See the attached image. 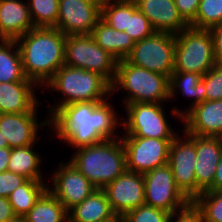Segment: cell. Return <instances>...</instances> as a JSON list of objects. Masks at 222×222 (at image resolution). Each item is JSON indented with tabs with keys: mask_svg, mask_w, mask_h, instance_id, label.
<instances>
[{
	"mask_svg": "<svg viewBox=\"0 0 222 222\" xmlns=\"http://www.w3.org/2000/svg\"><path fill=\"white\" fill-rule=\"evenodd\" d=\"M192 203L201 212L204 222H222V191H203Z\"/></svg>",
	"mask_w": 222,
	"mask_h": 222,
	"instance_id": "31",
	"label": "cell"
},
{
	"mask_svg": "<svg viewBox=\"0 0 222 222\" xmlns=\"http://www.w3.org/2000/svg\"><path fill=\"white\" fill-rule=\"evenodd\" d=\"M68 222H121L103 189H96L68 211Z\"/></svg>",
	"mask_w": 222,
	"mask_h": 222,
	"instance_id": "23",
	"label": "cell"
},
{
	"mask_svg": "<svg viewBox=\"0 0 222 222\" xmlns=\"http://www.w3.org/2000/svg\"><path fill=\"white\" fill-rule=\"evenodd\" d=\"M28 179L13 172H0V197L8 198L10 194Z\"/></svg>",
	"mask_w": 222,
	"mask_h": 222,
	"instance_id": "36",
	"label": "cell"
},
{
	"mask_svg": "<svg viewBox=\"0 0 222 222\" xmlns=\"http://www.w3.org/2000/svg\"><path fill=\"white\" fill-rule=\"evenodd\" d=\"M100 18L118 31L128 32L129 0H104Z\"/></svg>",
	"mask_w": 222,
	"mask_h": 222,
	"instance_id": "29",
	"label": "cell"
},
{
	"mask_svg": "<svg viewBox=\"0 0 222 222\" xmlns=\"http://www.w3.org/2000/svg\"><path fill=\"white\" fill-rule=\"evenodd\" d=\"M38 89L40 88L29 79L0 82V114L38 112L39 106L44 105L36 95Z\"/></svg>",
	"mask_w": 222,
	"mask_h": 222,
	"instance_id": "18",
	"label": "cell"
},
{
	"mask_svg": "<svg viewBox=\"0 0 222 222\" xmlns=\"http://www.w3.org/2000/svg\"><path fill=\"white\" fill-rule=\"evenodd\" d=\"M23 217L26 222H68V211L47 190Z\"/></svg>",
	"mask_w": 222,
	"mask_h": 222,
	"instance_id": "27",
	"label": "cell"
},
{
	"mask_svg": "<svg viewBox=\"0 0 222 222\" xmlns=\"http://www.w3.org/2000/svg\"><path fill=\"white\" fill-rule=\"evenodd\" d=\"M203 75L192 72H173L169 78V101L173 102L178 95L184 96L185 99L191 100V105L187 108L180 109L178 106H173L171 114L173 117L182 121V116L193 106L206 101L205 81ZM179 93V94H178ZM191 98V99H190ZM173 100V101H172ZM186 109V110H185Z\"/></svg>",
	"mask_w": 222,
	"mask_h": 222,
	"instance_id": "20",
	"label": "cell"
},
{
	"mask_svg": "<svg viewBox=\"0 0 222 222\" xmlns=\"http://www.w3.org/2000/svg\"><path fill=\"white\" fill-rule=\"evenodd\" d=\"M64 65L95 72L112 84L116 76L117 60L103 50L91 35H68Z\"/></svg>",
	"mask_w": 222,
	"mask_h": 222,
	"instance_id": "8",
	"label": "cell"
},
{
	"mask_svg": "<svg viewBox=\"0 0 222 222\" xmlns=\"http://www.w3.org/2000/svg\"><path fill=\"white\" fill-rule=\"evenodd\" d=\"M38 113L0 114V132L6 138L10 148L26 147L37 142L38 144L39 142L41 143L40 137L43 135H40V130L46 127L50 129V118L40 119ZM39 119L41 122H39Z\"/></svg>",
	"mask_w": 222,
	"mask_h": 222,
	"instance_id": "15",
	"label": "cell"
},
{
	"mask_svg": "<svg viewBox=\"0 0 222 222\" xmlns=\"http://www.w3.org/2000/svg\"><path fill=\"white\" fill-rule=\"evenodd\" d=\"M120 90L126 92L121 100L122 108L132 103H166L169 102V77L120 60L111 84V96Z\"/></svg>",
	"mask_w": 222,
	"mask_h": 222,
	"instance_id": "5",
	"label": "cell"
},
{
	"mask_svg": "<svg viewBox=\"0 0 222 222\" xmlns=\"http://www.w3.org/2000/svg\"><path fill=\"white\" fill-rule=\"evenodd\" d=\"M16 41L25 77L42 90L64 65L66 35L55 27H34Z\"/></svg>",
	"mask_w": 222,
	"mask_h": 222,
	"instance_id": "2",
	"label": "cell"
},
{
	"mask_svg": "<svg viewBox=\"0 0 222 222\" xmlns=\"http://www.w3.org/2000/svg\"><path fill=\"white\" fill-rule=\"evenodd\" d=\"M8 222H26V220L24 217L16 216L14 219H12Z\"/></svg>",
	"mask_w": 222,
	"mask_h": 222,
	"instance_id": "44",
	"label": "cell"
},
{
	"mask_svg": "<svg viewBox=\"0 0 222 222\" xmlns=\"http://www.w3.org/2000/svg\"><path fill=\"white\" fill-rule=\"evenodd\" d=\"M103 0H59L56 28L66 36L91 35L101 17Z\"/></svg>",
	"mask_w": 222,
	"mask_h": 222,
	"instance_id": "14",
	"label": "cell"
},
{
	"mask_svg": "<svg viewBox=\"0 0 222 222\" xmlns=\"http://www.w3.org/2000/svg\"><path fill=\"white\" fill-rule=\"evenodd\" d=\"M26 79L17 41L0 39V82H17Z\"/></svg>",
	"mask_w": 222,
	"mask_h": 222,
	"instance_id": "26",
	"label": "cell"
},
{
	"mask_svg": "<svg viewBox=\"0 0 222 222\" xmlns=\"http://www.w3.org/2000/svg\"><path fill=\"white\" fill-rule=\"evenodd\" d=\"M108 98L103 102H80L62 106L50 118V133L55 139L77 149L121 137L122 117ZM119 115V116H118ZM120 119V121H119ZM52 128V129H51ZM118 131V132H117Z\"/></svg>",
	"mask_w": 222,
	"mask_h": 222,
	"instance_id": "1",
	"label": "cell"
},
{
	"mask_svg": "<svg viewBox=\"0 0 222 222\" xmlns=\"http://www.w3.org/2000/svg\"><path fill=\"white\" fill-rule=\"evenodd\" d=\"M145 204L169 213L178 212L191 201L177 187L168 164L143 175Z\"/></svg>",
	"mask_w": 222,
	"mask_h": 222,
	"instance_id": "11",
	"label": "cell"
},
{
	"mask_svg": "<svg viewBox=\"0 0 222 222\" xmlns=\"http://www.w3.org/2000/svg\"><path fill=\"white\" fill-rule=\"evenodd\" d=\"M222 155L220 137L196 136L195 176L197 185L206 191L215 177L217 164Z\"/></svg>",
	"mask_w": 222,
	"mask_h": 222,
	"instance_id": "21",
	"label": "cell"
},
{
	"mask_svg": "<svg viewBox=\"0 0 222 222\" xmlns=\"http://www.w3.org/2000/svg\"><path fill=\"white\" fill-rule=\"evenodd\" d=\"M7 147H10V146H9L6 138L3 137V135L0 132V148H7Z\"/></svg>",
	"mask_w": 222,
	"mask_h": 222,
	"instance_id": "43",
	"label": "cell"
},
{
	"mask_svg": "<svg viewBox=\"0 0 222 222\" xmlns=\"http://www.w3.org/2000/svg\"><path fill=\"white\" fill-rule=\"evenodd\" d=\"M175 34L155 32L152 36L135 42L126 61L170 78L174 71Z\"/></svg>",
	"mask_w": 222,
	"mask_h": 222,
	"instance_id": "9",
	"label": "cell"
},
{
	"mask_svg": "<svg viewBox=\"0 0 222 222\" xmlns=\"http://www.w3.org/2000/svg\"><path fill=\"white\" fill-rule=\"evenodd\" d=\"M220 22H222V0H200L195 19L189 26L210 29Z\"/></svg>",
	"mask_w": 222,
	"mask_h": 222,
	"instance_id": "32",
	"label": "cell"
},
{
	"mask_svg": "<svg viewBox=\"0 0 222 222\" xmlns=\"http://www.w3.org/2000/svg\"><path fill=\"white\" fill-rule=\"evenodd\" d=\"M59 163V168L55 167L53 173H48L50 179L46 182H50L48 190L69 211L97 188L69 160Z\"/></svg>",
	"mask_w": 222,
	"mask_h": 222,
	"instance_id": "13",
	"label": "cell"
},
{
	"mask_svg": "<svg viewBox=\"0 0 222 222\" xmlns=\"http://www.w3.org/2000/svg\"><path fill=\"white\" fill-rule=\"evenodd\" d=\"M126 156V169L145 174L168 164L169 149L173 139L120 137Z\"/></svg>",
	"mask_w": 222,
	"mask_h": 222,
	"instance_id": "12",
	"label": "cell"
},
{
	"mask_svg": "<svg viewBox=\"0 0 222 222\" xmlns=\"http://www.w3.org/2000/svg\"><path fill=\"white\" fill-rule=\"evenodd\" d=\"M47 190L48 183L45 181L27 180L8 197L14 214L25 216Z\"/></svg>",
	"mask_w": 222,
	"mask_h": 222,
	"instance_id": "28",
	"label": "cell"
},
{
	"mask_svg": "<svg viewBox=\"0 0 222 222\" xmlns=\"http://www.w3.org/2000/svg\"><path fill=\"white\" fill-rule=\"evenodd\" d=\"M34 27H55L59 0H27Z\"/></svg>",
	"mask_w": 222,
	"mask_h": 222,
	"instance_id": "30",
	"label": "cell"
},
{
	"mask_svg": "<svg viewBox=\"0 0 222 222\" xmlns=\"http://www.w3.org/2000/svg\"><path fill=\"white\" fill-rule=\"evenodd\" d=\"M69 160L97 189H103L123 174L126 156L121 138L80 147Z\"/></svg>",
	"mask_w": 222,
	"mask_h": 222,
	"instance_id": "4",
	"label": "cell"
},
{
	"mask_svg": "<svg viewBox=\"0 0 222 222\" xmlns=\"http://www.w3.org/2000/svg\"><path fill=\"white\" fill-rule=\"evenodd\" d=\"M174 137L169 149L168 165L177 187L192 202L203 190L197 185L195 176L196 135L184 130ZM183 135V136H182Z\"/></svg>",
	"mask_w": 222,
	"mask_h": 222,
	"instance_id": "10",
	"label": "cell"
},
{
	"mask_svg": "<svg viewBox=\"0 0 222 222\" xmlns=\"http://www.w3.org/2000/svg\"><path fill=\"white\" fill-rule=\"evenodd\" d=\"M155 32L148 18L137 9L134 0H129L128 32L125 33L137 42L152 36Z\"/></svg>",
	"mask_w": 222,
	"mask_h": 222,
	"instance_id": "33",
	"label": "cell"
},
{
	"mask_svg": "<svg viewBox=\"0 0 222 222\" xmlns=\"http://www.w3.org/2000/svg\"><path fill=\"white\" fill-rule=\"evenodd\" d=\"M164 106L167 105L149 102L126 104L122 108L126 116L122 121L121 137L174 139L179 130L169 124Z\"/></svg>",
	"mask_w": 222,
	"mask_h": 222,
	"instance_id": "7",
	"label": "cell"
},
{
	"mask_svg": "<svg viewBox=\"0 0 222 222\" xmlns=\"http://www.w3.org/2000/svg\"><path fill=\"white\" fill-rule=\"evenodd\" d=\"M171 213L154 208L149 205H141L127 212L122 218L121 222H168Z\"/></svg>",
	"mask_w": 222,
	"mask_h": 222,
	"instance_id": "34",
	"label": "cell"
},
{
	"mask_svg": "<svg viewBox=\"0 0 222 222\" xmlns=\"http://www.w3.org/2000/svg\"><path fill=\"white\" fill-rule=\"evenodd\" d=\"M168 222H204L201 212L191 202L184 209L170 215Z\"/></svg>",
	"mask_w": 222,
	"mask_h": 222,
	"instance_id": "37",
	"label": "cell"
},
{
	"mask_svg": "<svg viewBox=\"0 0 222 222\" xmlns=\"http://www.w3.org/2000/svg\"><path fill=\"white\" fill-rule=\"evenodd\" d=\"M91 36L103 50L108 51L117 61L126 59L135 45L131 36L124 31L112 28L101 18L93 28Z\"/></svg>",
	"mask_w": 222,
	"mask_h": 222,
	"instance_id": "24",
	"label": "cell"
},
{
	"mask_svg": "<svg viewBox=\"0 0 222 222\" xmlns=\"http://www.w3.org/2000/svg\"><path fill=\"white\" fill-rule=\"evenodd\" d=\"M36 146L37 143L26 147L11 148L7 171L23 175L28 180L45 181L47 177L45 176L44 179L42 174L45 171L41 170L43 165L41 162L45 160L42 159L38 150L36 152Z\"/></svg>",
	"mask_w": 222,
	"mask_h": 222,
	"instance_id": "25",
	"label": "cell"
},
{
	"mask_svg": "<svg viewBox=\"0 0 222 222\" xmlns=\"http://www.w3.org/2000/svg\"><path fill=\"white\" fill-rule=\"evenodd\" d=\"M215 65L213 40L209 29L188 26L175 34L173 72H192L204 75Z\"/></svg>",
	"mask_w": 222,
	"mask_h": 222,
	"instance_id": "6",
	"label": "cell"
},
{
	"mask_svg": "<svg viewBox=\"0 0 222 222\" xmlns=\"http://www.w3.org/2000/svg\"><path fill=\"white\" fill-rule=\"evenodd\" d=\"M134 2L156 32L177 34L189 26L179 15L174 0H134Z\"/></svg>",
	"mask_w": 222,
	"mask_h": 222,
	"instance_id": "19",
	"label": "cell"
},
{
	"mask_svg": "<svg viewBox=\"0 0 222 222\" xmlns=\"http://www.w3.org/2000/svg\"><path fill=\"white\" fill-rule=\"evenodd\" d=\"M15 217L16 215L9 203V199L6 197H0V222H8Z\"/></svg>",
	"mask_w": 222,
	"mask_h": 222,
	"instance_id": "40",
	"label": "cell"
},
{
	"mask_svg": "<svg viewBox=\"0 0 222 222\" xmlns=\"http://www.w3.org/2000/svg\"><path fill=\"white\" fill-rule=\"evenodd\" d=\"M33 28L27 0H0V39L16 40Z\"/></svg>",
	"mask_w": 222,
	"mask_h": 222,
	"instance_id": "22",
	"label": "cell"
},
{
	"mask_svg": "<svg viewBox=\"0 0 222 222\" xmlns=\"http://www.w3.org/2000/svg\"><path fill=\"white\" fill-rule=\"evenodd\" d=\"M178 13L189 25L197 14L200 0H174Z\"/></svg>",
	"mask_w": 222,
	"mask_h": 222,
	"instance_id": "38",
	"label": "cell"
},
{
	"mask_svg": "<svg viewBox=\"0 0 222 222\" xmlns=\"http://www.w3.org/2000/svg\"><path fill=\"white\" fill-rule=\"evenodd\" d=\"M211 36L213 40V54L217 65H222V22L217 23L212 28Z\"/></svg>",
	"mask_w": 222,
	"mask_h": 222,
	"instance_id": "39",
	"label": "cell"
},
{
	"mask_svg": "<svg viewBox=\"0 0 222 222\" xmlns=\"http://www.w3.org/2000/svg\"><path fill=\"white\" fill-rule=\"evenodd\" d=\"M183 130L191 135L220 137L222 135V99L204 101L190 108L183 116Z\"/></svg>",
	"mask_w": 222,
	"mask_h": 222,
	"instance_id": "17",
	"label": "cell"
},
{
	"mask_svg": "<svg viewBox=\"0 0 222 222\" xmlns=\"http://www.w3.org/2000/svg\"><path fill=\"white\" fill-rule=\"evenodd\" d=\"M48 89V90H47ZM61 94L58 102L45 107L51 118L62 106L80 102H103L111 96V84L101 75L71 66L62 65L53 78L40 90ZM52 92H51V91ZM56 92V93H55Z\"/></svg>",
	"mask_w": 222,
	"mask_h": 222,
	"instance_id": "3",
	"label": "cell"
},
{
	"mask_svg": "<svg viewBox=\"0 0 222 222\" xmlns=\"http://www.w3.org/2000/svg\"><path fill=\"white\" fill-rule=\"evenodd\" d=\"M205 81L206 101L222 99V65H215L202 76Z\"/></svg>",
	"mask_w": 222,
	"mask_h": 222,
	"instance_id": "35",
	"label": "cell"
},
{
	"mask_svg": "<svg viewBox=\"0 0 222 222\" xmlns=\"http://www.w3.org/2000/svg\"><path fill=\"white\" fill-rule=\"evenodd\" d=\"M206 191H222V155L219 163L217 164L213 184Z\"/></svg>",
	"mask_w": 222,
	"mask_h": 222,
	"instance_id": "41",
	"label": "cell"
},
{
	"mask_svg": "<svg viewBox=\"0 0 222 222\" xmlns=\"http://www.w3.org/2000/svg\"><path fill=\"white\" fill-rule=\"evenodd\" d=\"M103 190L119 219L127 212L145 204L143 174L126 170Z\"/></svg>",
	"mask_w": 222,
	"mask_h": 222,
	"instance_id": "16",
	"label": "cell"
},
{
	"mask_svg": "<svg viewBox=\"0 0 222 222\" xmlns=\"http://www.w3.org/2000/svg\"><path fill=\"white\" fill-rule=\"evenodd\" d=\"M11 155V148H0V172H6Z\"/></svg>",
	"mask_w": 222,
	"mask_h": 222,
	"instance_id": "42",
	"label": "cell"
}]
</instances>
